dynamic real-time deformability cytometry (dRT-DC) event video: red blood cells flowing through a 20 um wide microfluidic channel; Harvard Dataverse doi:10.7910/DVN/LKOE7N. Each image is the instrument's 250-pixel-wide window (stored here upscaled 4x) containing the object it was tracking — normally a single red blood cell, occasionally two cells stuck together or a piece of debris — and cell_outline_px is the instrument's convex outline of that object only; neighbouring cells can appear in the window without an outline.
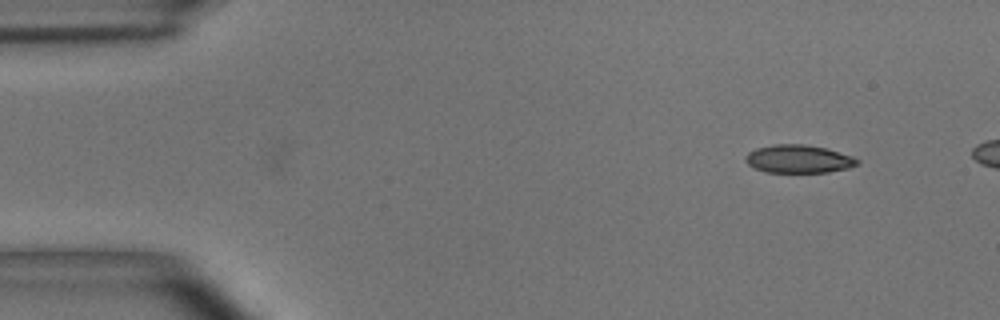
{"species": "common noctule bat (a hibernating species)", "species_latin": "Nyctalus noctula", "temperature_condition": "room temperature", "stored_images_in_passage": 3, "camera_frame_rate_fps": 3000, "um_per_image_px": 0.085, "animal": {"sex": "male", "body_mass_g": 15.6}, "frame": {"image": 1, "passage_image": 1, "time_ms": 0.0, "image_size_px": [1000, 320], "cell_outline_px": [[860, 164], [848, 168], [828, 172], [764, 172], [748, 164], [744, 160], [744, 156], [748, 152], [756, 148], [776, 144], [804, 144], [824, 148], [852, 156], [860, 160]], "centroid_in_image_um": [67.87, 13.51], "position_along_channel_um": 17.1, "area_um2": 18.26}}